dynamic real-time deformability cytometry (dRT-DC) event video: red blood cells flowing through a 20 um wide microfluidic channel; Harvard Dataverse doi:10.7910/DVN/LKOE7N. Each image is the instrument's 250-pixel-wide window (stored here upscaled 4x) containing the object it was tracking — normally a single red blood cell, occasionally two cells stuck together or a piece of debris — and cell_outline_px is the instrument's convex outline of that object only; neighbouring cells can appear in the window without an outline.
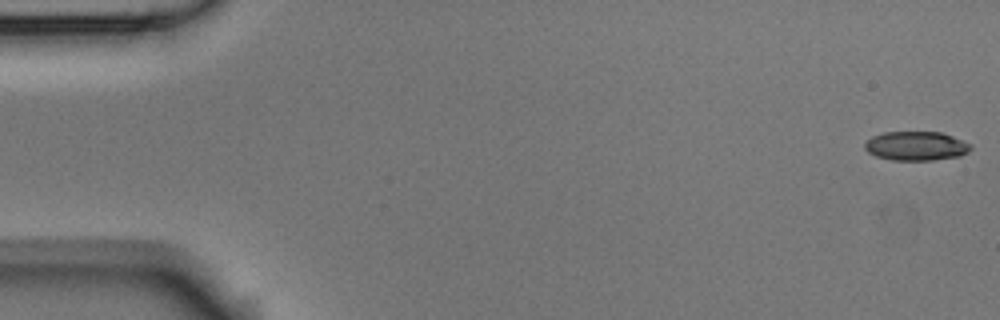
{"species": "Egyptian fruit bat (a non-hibernating species)", "species_latin": "Rousettus aegyptiacus", "temperature_condition": "room temperature", "stored_images_in_passage": 4, "camera_frame_rate_fps": 3000, "um_per_image_px": 0.085, "animal": {"sex": "male"}, "frame": {"image": 1, "passage_image": 1, "time_ms": 0.0, "image_size_px": [1000, 320], "cell_outline_px": [[972, 148], [968, 152], [960, 156], [932, 160], [892, 160], [876, 156], [868, 152], [864, 148], [864, 144], [872, 136], [884, 132], [940, 132], [952, 136], [972, 144]], "centroid_in_image_um": [77.88, 12.41], "position_along_channel_um": 7.1, "area_um2": 17.98}}